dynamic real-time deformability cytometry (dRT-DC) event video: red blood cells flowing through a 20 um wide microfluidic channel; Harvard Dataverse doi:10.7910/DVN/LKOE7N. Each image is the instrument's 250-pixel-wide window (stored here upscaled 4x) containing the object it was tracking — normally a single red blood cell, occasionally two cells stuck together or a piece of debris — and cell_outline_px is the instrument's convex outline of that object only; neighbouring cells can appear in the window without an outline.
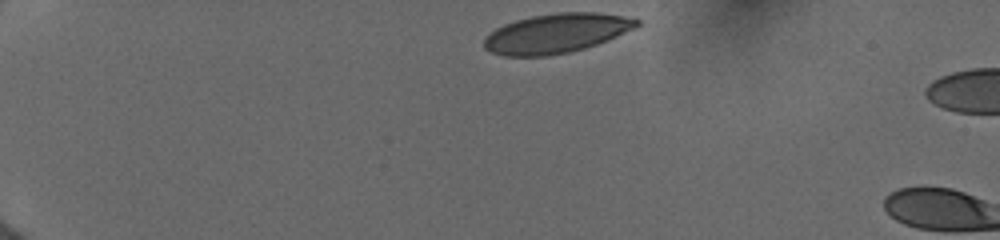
{"species": "human", "species_latin": "Homo sapiens", "temperature_condition": "cold", "stored_images_in_passage": 4, "camera_frame_rate_fps": 3000, "um_per_image_px": 0.085, "donor": {"sex": "female"}, "frame": {"image": 1, "passage_image": 1, "time_ms": 0.0, "image_size_px": [1000, 240], "cell_outline_px": [[640, 24], [636, 28], [608, 40], [584, 48], [568, 52], [548, 56], [504, 56], [492, 52], [484, 48], [484, 36], [496, 28], [504, 24], [516, 20], [532, 16], [560, 12], [596, 12], [620, 16], [640, 20]], "centroid_in_image_um": [47.27, 2.83], "position_along_channel_um": 37.7, "area_um2": 34.97}}